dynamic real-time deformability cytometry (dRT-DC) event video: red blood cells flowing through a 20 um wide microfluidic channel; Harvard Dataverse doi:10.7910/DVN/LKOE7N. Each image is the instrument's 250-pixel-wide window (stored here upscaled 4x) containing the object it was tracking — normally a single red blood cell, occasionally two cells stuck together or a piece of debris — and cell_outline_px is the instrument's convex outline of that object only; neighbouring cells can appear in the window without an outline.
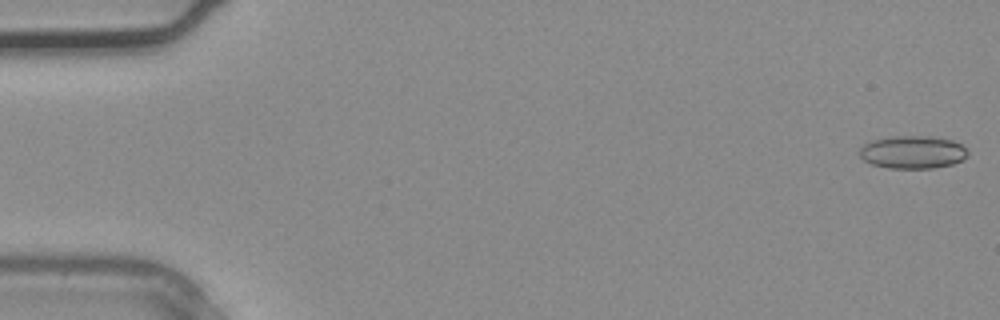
{"species": "common noctule bat (a hibernating species)", "species_latin": "Nyctalus noctula", "temperature_condition": "warm", "stored_images_in_passage": 4, "camera_frame_rate_fps": 3000, "um_per_image_px": 0.085, "animal": {"sex": "male", "body_mass_g": 20.4}, "frame": {"image": 1, "passage_image": 1, "time_ms": 0.0, "image_size_px": [1000, 320], "cell_outline_px": [[968, 156], [952, 164], [932, 168], [888, 168], [872, 164], [864, 160], [860, 156], [860, 148], [864, 144], [872, 140], [892, 136], [928, 136], [952, 140], [960, 144], [968, 152]], "centroid_in_image_um": [77.56, 12.93], "position_along_channel_um": 7.4, "area_um2": 20.58}}
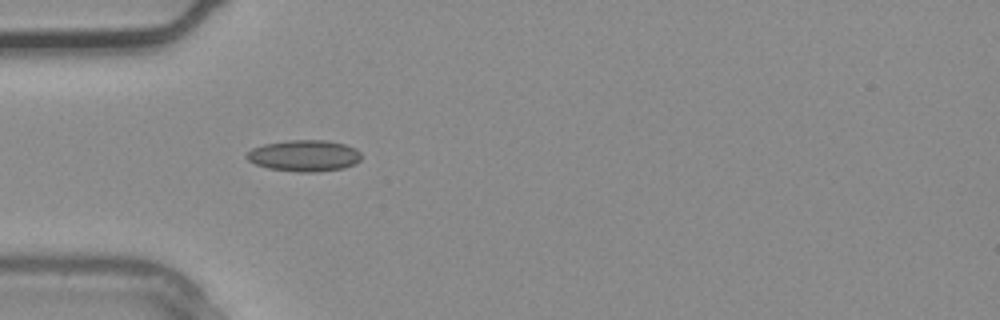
{"frame": {"image": 2, "passage_image": 4, "time_ms": 1.0, "image_size_px": [1000, 320], "cell_outline_px": [[360, 160], [356, 164], [344, 168], [316, 172], [296, 172], [268, 168], [256, 164], [248, 160], [244, 156], [252, 148], [264, 144], [288, 140], [328, 140], [344, 144], [356, 148], [360, 152]], "centroid_in_image_um": [25.87, 13.23], "position_along_channel_um": 59.1, "area_um2": 21.1}}